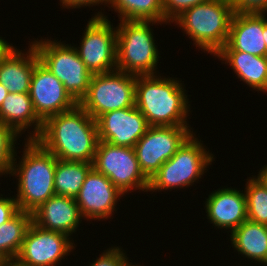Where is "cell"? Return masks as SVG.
Returning a JSON list of instances; mask_svg holds the SVG:
<instances>
[{
	"label": "cell",
	"mask_w": 267,
	"mask_h": 266,
	"mask_svg": "<svg viewBox=\"0 0 267 266\" xmlns=\"http://www.w3.org/2000/svg\"><path fill=\"white\" fill-rule=\"evenodd\" d=\"M0 266H20L15 261L0 262Z\"/></svg>",
	"instance_id": "obj_37"
},
{
	"label": "cell",
	"mask_w": 267,
	"mask_h": 266,
	"mask_svg": "<svg viewBox=\"0 0 267 266\" xmlns=\"http://www.w3.org/2000/svg\"><path fill=\"white\" fill-rule=\"evenodd\" d=\"M246 180L247 219L267 225V189L254 175Z\"/></svg>",
	"instance_id": "obj_26"
},
{
	"label": "cell",
	"mask_w": 267,
	"mask_h": 266,
	"mask_svg": "<svg viewBox=\"0 0 267 266\" xmlns=\"http://www.w3.org/2000/svg\"><path fill=\"white\" fill-rule=\"evenodd\" d=\"M92 164L93 168L108 177L123 195L134 190L148 192L149 179L141 171L133 147L99 141Z\"/></svg>",
	"instance_id": "obj_9"
},
{
	"label": "cell",
	"mask_w": 267,
	"mask_h": 266,
	"mask_svg": "<svg viewBox=\"0 0 267 266\" xmlns=\"http://www.w3.org/2000/svg\"><path fill=\"white\" fill-rule=\"evenodd\" d=\"M92 168V163L64 161L56 158L54 174L55 194L75 198Z\"/></svg>",
	"instance_id": "obj_24"
},
{
	"label": "cell",
	"mask_w": 267,
	"mask_h": 266,
	"mask_svg": "<svg viewBox=\"0 0 267 266\" xmlns=\"http://www.w3.org/2000/svg\"><path fill=\"white\" fill-rule=\"evenodd\" d=\"M232 247L250 260L267 265V225L246 220L230 234Z\"/></svg>",
	"instance_id": "obj_22"
},
{
	"label": "cell",
	"mask_w": 267,
	"mask_h": 266,
	"mask_svg": "<svg viewBox=\"0 0 267 266\" xmlns=\"http://www.w3.org/2000/svg\"><path fill=\"white\" fill-rule=\"evenodd\" d=\"M62 3L61 6L65 9H72L74 8H81V7H91V6H96L99 4L103 5V3L106 5L108 0H60Z\"/></svg>",
	"instance_id": "obj_32"
},
{
	"label": "cell",
	"mask_w": 267,
	"mask_h": 266,
	"mask_svg": "<svg viewBox=\"0 0 267 266\" xmlns=\"http://www.w3.org/2000/svg\"><path fill=\"white\" fill-rule=\"evenodd\" d=\"M214 57L231 66L240 81L256 91H267V56L242 51H218Z\"/></svg>",
	"instance_id": "obj_21"
},
{
	"label": "cell",
	"mask_w": 267,
	"mask_h": 266,
	"mask_svg": "<svg viewBox=\"0 0 267 266\" xmlns=\"http://www.w3.org/2000/svg\"><path fill=\"white\" fill-rule=\"evenodd\" d=\"M36 140L57 159L93 163L99 142L97 122L77 104L48 118Z\"/></svg>",
	"instance_id": "obj_1"
},
{
	"label": "cell",
	"mask_w": 267,
	"mask_h": 266,
	"mask_svg": "<svg viewBox=\"0 0 267 266\" xmlns=\"http://www.w3.org/2000/svg\"><path fill=\"white\" fill-rule=\"evenodd\" d=\"M22 158L13 160L12 176L18 177L17 201L20 211L32 213L55 194L56 157L36 139H26Z\"/></svg>",
	"instance_id": "obj_3"
},
{
	"label": "cell",
	"mask_w": 267,
	"mask_h": 266,
	"mask_svg": "<svg viewBox=\"0 0 267 266\" xmlns=\"http://www.w3.org/2000/svg\"><path fill=\"white\" fill-rule=\"evenodd\" d=\"M0 123L12 127L20 136L33 128L27 139H36L43 128L33 108L29 93H9L0 107ZM33 126V127H32ZM24 132V133H23Z\"/></svg>",
	"instance_id": "obj_20"
},
{
	"label": "cell",
	"mask_w": 267,
	"mask_h": 266,
	"mask_svg": "<svg viewBox=\"0 0 267 266\" xmlns=\"http://www.w3.org/2000/svg\"><path fill=\"white\" fill-rule=\"evenodd\" d=\"M20 135L10 126L0 123V175L12 173L13 160L17 156L15 144ZM0 176V177H1Z\"/></svg>",
	"instance_id": "obj_27"
},
{
	"label": "cell",
	"mask_w": 267,
	"mask_h": 266,
	"mask_svg": "<svg viewBox=\"0 0 267 266\" xmlns=\"http://www.w3.org/2000/svg\"><path fill=\"white\" fill-rule=\"evenodd\" d=\"M31 223L32 213L19 211L0 226V262L16 259Z\"/></svg>",
	"instance_id": "obj_23"
},
{
	"label": "cell",
	"mask_w": 267,
	"mask_h": 266,
	"mask_svg": "<svg viewBox=\"0 0 267 266\" xmlns=\"http://www.w3.org/2000/svg\"><path fill=\"white\" fill-rule=\"evenodd\" d=\"M39 61L64 85L69 95L79 103L87 94L92 73L80 59L72 44L58 40L41 39L31 41Z\"/></svg>",
	"instance_id": "obj_7"
},
{
	"label": "cell",
	"mask_w": 267,
	"mask_h": 266,
	"mask_svg": "<svg viewBox=\"0 0 267 266\" xmlns=\"http://www.w3.org/2000/svg\"><path fill=\"white\" fill-rule=\"evenodd\" d=\"M261 184L267 189V164L266 166L264 165L262 169H260L259 173L257 174L256 177Z\"/></svg>",
	"instance_id": "obj_34"
},
{
	"label": "cell",
	"mask_w": 267,
	"mask_h": 266,
	"mask_svg": "<svg viewBox=\"0 0 267 266\" xmlns=\"http://www.w3.org/2000/svg\"><path fill=\"white\" fill-rule=\"evenodd\" d=\"M9 91L7 90V88H5L1 83H0V107L1 104L3 103V101L6 99V97L8 96Z\"/></svg>",
	"instance_id": "obj_35"
},
{
	"label": "cell",
	"mask_w": 267,
	"mask_h": 266,
	"mask_svg": "<svg viewBox=\"0 0 267 266\" xmlns=\"http://www.w3.org/2000/svg\"><path fill=\"white\" fill-rule=\"evenodd\" d=\"M96 122L99 141L125 147H134L150 127L136 106L107 112Z\"/></svg>",
	"instance_id": "obj_15"
},
{
	"label": "cell",
	"mask_w": 267,
	"mask_h": 266,
	"mask_svg": "<svg viewBox=\"0 0 267 266\" xmlns=\"http://www.w3.org/2000/svg\"><path fill=\"white\" fill-rule=\"evenodd\" d=\"M19 211L20 210L14 196L3 197L2 194L0 195V226L9 221Z\"/></svg>",
	"instance_id": "obj_31"
},
{
	"label": "cell",
	"mask_w": 267,
	"mask_h": 266,
	"mask_svg": "<svg viewBox=\"0 0 267 266\" xmlns=\"http://www.w3.org/2000/svg\"><path fill=\"white\" fill-rule=\"evenodd\" d=\"M235 12L267 13V0H231Z\"/></svg>",
	"instance_id": "obj_30"
},
{
	"label": "cell",
	"mask_w": 267,
	"mask_h": 266,
	"mask_svg": "<svg viewBox=\"0 0 267 266\" xmlns=\"http://www.w3.org/2000/svg\"><path fill=\"white\" fill-rule=\"evenodd\" d=\"M234 12L231 0H209L184 11L173 22L195 47L214 56L228 41Z\"/></svg>",
	"instance_id": "obj_4"
},
{
	"label": "cell",
	"mask_w": 267,
	"mask_h": 266,
	"mask_svg": "<svg viewBox=\"0 0 267 266\" xmlns=\"http://www.w3.org/2000/svg\"><path fill=\"white\" fill-rule=\"evenodd\" d=\"M98 11L89 19L80 47H74L88 70L94 74L117 69V29Z\"/></svg>",
	"instance_id": "obj_10"
},
{
	"label": "cell",
	"mask_w": 267,
	"mask_h": 266,
	"mask_svg": "<svg viewBox=\"0 0 267 266\" xmlns=\"http://www.w3.org/2000/svg\"><path fill=\"white\" fill-rule=\"evenodd\" d=\"M117 29V70L128 74L155 75L159 51L152 28L154 21L119 20Z\"/></svg>",
	"instance_id": "obj_5"
},
{
	"label": "cell",
	"mask_w": 267,
	"mask_h": 266,
	"mask_svg": "<svg viewBox=\"0 0 267 266\" xmlns=\"http://www.w3.org/2000/svg\"><path fill=\"white\" fill-rule=\"evenodd\" d=\"M74 248L68 235L42 229L32 222L14 261L20 266H57Z\"/></svg>",
	"instance_id": "obj_12"
},
{
	"label": "cell",
	"mask_w": 267,
	"mask_h": 266,
	"mask_svg": "<svg viewBox=\"0 0 267 266\" xmlns=\"http://www.w3.org/2000/svg\"><path fill=\"white\" fill-rule=\"evenodd\" d=\"M207 219L214 227L233 232L247 220L246 195L237 188H222L210 193L205 201Z\"/></svg>",
	"instance_id": "obj_17"
},
{
	"label": "cell",
	"mask_w": 267,
	"mask_h": 266,
	"mask_svg": "<svg viewBox=\"0 0 267 266\" xmlns=\"http://www.w3.org/2000/svg\"><path fill=\"white\" fill-rule=\"evenodd\" d=\"M263 35H264V42L266 45V56H267V25L263 29Z\"/></svg>",
	"instance_id": "obj_38"
},
{
	"label": "cell",
	"mask_w": 267,
	"mask_h": 266,
	"mask_svg": "<svg viewBox=\"0 0 267 266\" xmlns=\"http://www.w3.org/2000/svg\"><path fill=\"white\" fill-rule=\"evenodd\" d=\"M106 6L112 7L120 20L164 23L162 0H108Z\"/></svg>",
	"instance_id": "obj_25"
},
{
	"label": "cell",
	"mask_w": 267,
	"mask_h": 266,
	"mask_svg": "<svg viewBox=\"0 0 267 266\" xmlns=\"http://www.w3.org/2000/svg\"><path fill=\"white\" fill-rule=\"evenodd\" d=\"M75 198L54 194L32 212V222L42 229L71 237L82 222Z\"/></svg>",
	"instance_id": "obj_18"
},
{
	"label": "cell",
	"mask_w": 267,
	"mask_h": 266,
	"mask_svg": "<svg viewBox=\"0 0 267 266\" xmlns=\"http://www.w3.org/2000/svg\"><path fill=\"white\" fill-rule=\"evenodd\" d=\"M130 260H128V257L126 256L122 262L121 266H141V265H137L135 263V265L132 262H129Z\"/></svg>",
	"instance_id": "obj_36"
},
{
	"label": "cell",
	"mask_w": 267,
	"mask_h": 266,
	"mask_svg": "<svg viewBox=\"0 0 267 266\" xmlns=\"http://www.w3.org/2000/svg\"><path fill=\"white\" fill-rule=\"evenodd\" d=\"M123 251L121 246L107 248L89 266H121L124 258L127 256Z\"/></svg>",
	"instance_id": "obj_29"
},
{
	"label": "cell",
	"mask_w": 267,
	"mask_h": 266,
	"mask_svg": "<svg viewBox=\"0 0 267 266\" xmlns=\"http://www.w3.org/2000/svg\"><path fill=\"white\" fill-rule=\"evenodd\" d=\"M27 53L15 48L3 61L0 62V83L9 93H29L30 81L38 54L30 42Z\"/></svg>",
	"instance_id": "obj_19"
},
{
	"label": "cell",
	"mask_w": 267,
	"mask_h": 266,
	"mask_svg": "<svg viewBox=\"0 0 267 266\" xmlns=\"http://www.w3.org/2000/svg\"><path fill=\"white\" fill-rule=\"evenodd\" d=\"M266 13L234 12L227 43L219 51H242L255 56H266L263 29Z\"/></svg>",
	"instance_id": "obj_16"
},
{
	"label": "cell",
	"mask_w": 267,
	"mask_h": 266,
	"mask_svg": "<svg viewBox=\"0 0 267 266\" xmlns=\"http://www.w3.org/2000/svg\"><path fill=\"white\" fill-rule=\"evenodd\" d=\"M29 95L35 113L43 123L78 104L65 90L63 83L40 61L36 63L31 76Z\"/></svg>",
	"instance_id": "obj_13"
},
{
	"label": "cell",
	"mask_w": 267,
	"mask_h": 266,
	"mask_svg": "<svg viewBox=\"0 0 267 266\" xmlns=\"http://www.w3.org/2000/svg\"><path fill=\"white\" fill-rule=\"evenodd\" d=\"M207 1L209 0H162L164 24L173 23L184 11Z\"/></svg>",
	"instance_id": "obj_28"
},
{
	"label": "cell",
	"mask_w": 267,
	"mask_h": 266,
	"mask_svg": "<svg viewBox=\"0 0 267 266\" xmlns=\"http://www.w3.org/2000/svg\"><path fill=\"white\" fill-rule=\"evenodd\" d=\"M136 75L114 70L94 74L87 94L78 103L93 119L110 111L135 106Z\"/></svg>",
	"instance_id": "obj_8"
},
{
	"label": "cell",
	"mask_w": 267,
	"mask_h": 266,
	"mask_svg": "<svg viewBox=\"0 0 267 266\" xmlns=\"http://www.w3.org/2000/svg\"><path fill=\"white\" fill-rule=\"evenodd\" d=\"M203 141L193 133L149 180V192L190 187L199 181L215 161ZM208 150V151H207ZM202 175V176H201Z\"/></svg>",
	"instance_id": "obj_6"
},
{
	"label": "cell",
	"mask_w": 267,
	"mask_h": 266,
	"mask_svg": "<svg viewBox=\"0 0 267 266\" xmlns=\"http://www.w3.org/2000/svg\"><path fill=\"white\" fill-rule=\"evenodd\" d=\"M124 196L102 173L92 168L75 197L84 220L111 219L118 200Z\"/></svg>",
	"instance_id": "obj_14"
},
{
	"label": "cell",
	"mask_w": 267,
	"mask_h": 266,
	"mask_svg": "<svg viewBox=\"0 0 267 266\" xmlns=\"http://www.w3.org/2000/svg\"><path fill=\"white\" fill-rule=\"evenodd\" d=\"M178 78L160 74L136 76L135 106L150 126H190V104Z\"/></svg>",
	"instance_id": "obj_2"
},
{
	"label": "cell",
	"mask_w": 267,
	"mask_h": 266,
	"mask_svg": "<svg viewBox=\"0 0 267 266\" xmlns=\"http://www.w3.org/2000/svg\"><path fill=\"white\" fill-rule=\"evenodd\" d=\"M16 47L0 37V62L3 61Z\"/></svg>",
	"instance_id": "obj_33"
},
{
	"label": "cell",
	"mask_w": 267,
	"mask_h": 266,
	"mask_svg": "<svg viewBox=\"0 0 267 266\" xmlns=\"http://www.w3.org/2000/svg\"><path fill=\"white\" fill-rule=\"evenodd\" d=\"M190 126H150L133 147L144 175L150 180L193 134Z\"/></svg>",
	"instance_id": "obj_11"
}]
</instances>
